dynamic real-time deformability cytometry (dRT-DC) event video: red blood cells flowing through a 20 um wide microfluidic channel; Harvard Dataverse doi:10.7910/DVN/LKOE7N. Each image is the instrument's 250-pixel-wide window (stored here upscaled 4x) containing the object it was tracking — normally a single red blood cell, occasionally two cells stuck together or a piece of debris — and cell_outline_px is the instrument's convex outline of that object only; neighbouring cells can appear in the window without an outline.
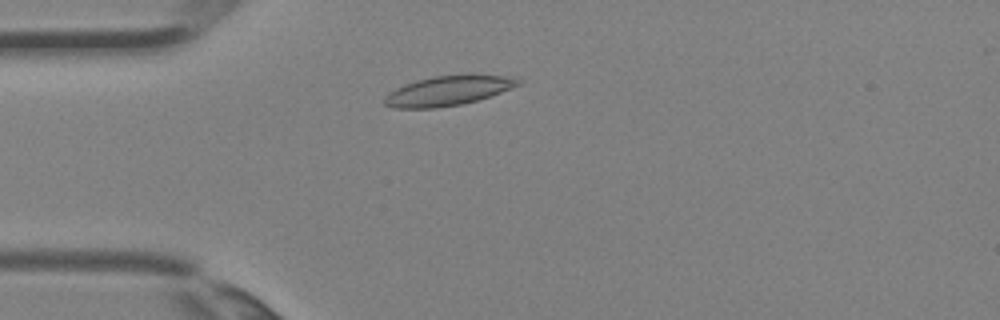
{"species": "Egyptian fruit bat (a non-hibernating species)", "species_latin": "Rousettus aegyptiacus", "temperature_condition": "room temperature", "stored_images_in_passage": 1, "camera_frame_rate_fps": 3000, "um_per_image_px": 0.085, "animal": {"sex": "female"}, "frame": {"image": 1, "passage_image": 1, "time_ms": 0.0, "image_size_px": [1000, 320], "cell_outline_px": [[524, 80], [520, 84], [500, 92], [476, 100], [460, 104], [436, 108], [392, 108], [384, 104], [384, 96], [388, 92], [404, 84], [416, 80], [432, 76], [464, 72], [468, 72], [512, 76]], "centroid_in_image_um": [38.11, 7.65], "position_along_channel_um": 46.9, "area_um2": 23.87}}